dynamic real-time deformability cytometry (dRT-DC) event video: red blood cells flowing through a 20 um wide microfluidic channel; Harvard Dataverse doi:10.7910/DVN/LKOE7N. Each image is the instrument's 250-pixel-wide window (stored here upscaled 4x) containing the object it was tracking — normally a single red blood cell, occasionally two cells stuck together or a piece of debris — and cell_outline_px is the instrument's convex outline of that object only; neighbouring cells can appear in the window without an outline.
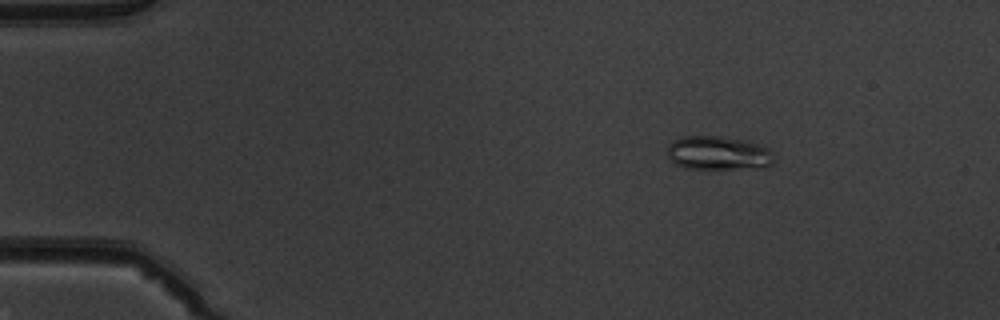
{"species": "common noctule bat (a hibernating species)", "species_latin": "Nyctalus noctula", "temperature_condition": "warm", "stored_images_in_passage": 45, "camera_frame_rate_fps": 3000, "um_per_image_px": 0.085, "animal": {"sex": "male", "body_mass_g": 19.5, "forearm_length_mm": 54.6}, "frame": {"image": 1, "passage_image": 1, "time_ms": 0.0, "image_size_px": [1000, 320], "cell_outline_px": [[772, 164], [768, 168], [684, 168], [672, 164], [668, 156], [668, 144], [672, 140], [680, 136], [720, 136], [744, 140], [764, 144], [772, 152]], "centroid_in_image_um": [61.04, 13.0], "position_along_channel_um": 24.0, "area_um2": 21.39}}
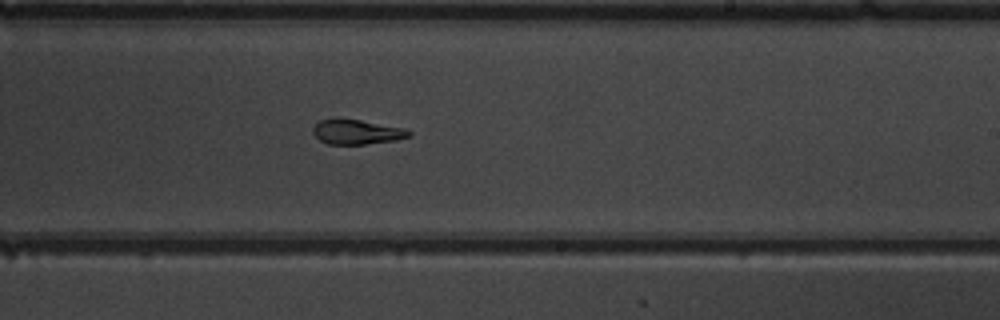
{"frame": {"image": 2, "passage_image": 25, "time_ms": 8.0, "image_size_px": [1000, 320], "cell_outline_px": [[412, 136], [396, 140], [364, 144], [328, 144], [320, 140], [312, 132], [312, 128], [320, 120], [336, 116], [360, 120], [404, 128], [412, 132]], "centroid_in_image_um": [30.3, 11.19], "position_along_channel_um": 258.7, "area_um2": 14.1}}
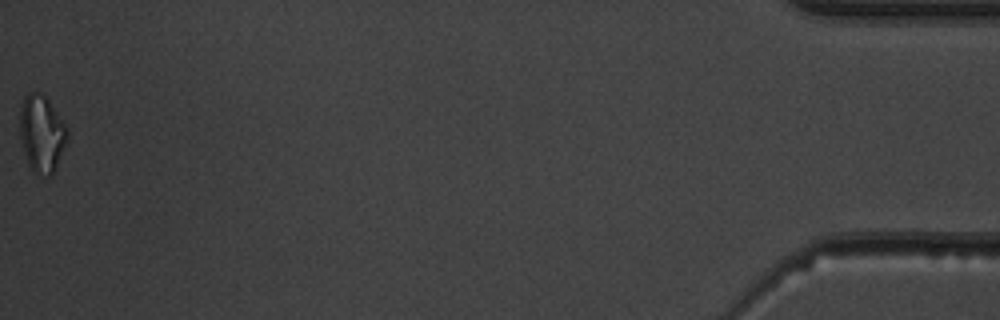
{"frame": {"image": 3, "passage_image": 45, "time_ms": 14.667, "image_size_px": [1000, 320], "cell_outline_px": [[68, 140], [52, 176], [48, 176], [36, 172], [28, 164], [20, 140], [20, 104], [24, 96], [28, 92], [40, 92], [48, 100], [68, 128]], "centroid_in_image_um": [3.54, 11.34], "position_along_channel_um": 431.7, "area_um2": 21.33}, "authors_computed_cell_mechanics": {"area_um2": 14.8546, "velocity_mm_per_s": 3.985, "shape_relaxation_time_tau1_ms": null, "shape_relaxation_time_tau2_ms": 1.9947, "deformation_change_tau1": null, "deformation_change_tau2": 0.0835}}